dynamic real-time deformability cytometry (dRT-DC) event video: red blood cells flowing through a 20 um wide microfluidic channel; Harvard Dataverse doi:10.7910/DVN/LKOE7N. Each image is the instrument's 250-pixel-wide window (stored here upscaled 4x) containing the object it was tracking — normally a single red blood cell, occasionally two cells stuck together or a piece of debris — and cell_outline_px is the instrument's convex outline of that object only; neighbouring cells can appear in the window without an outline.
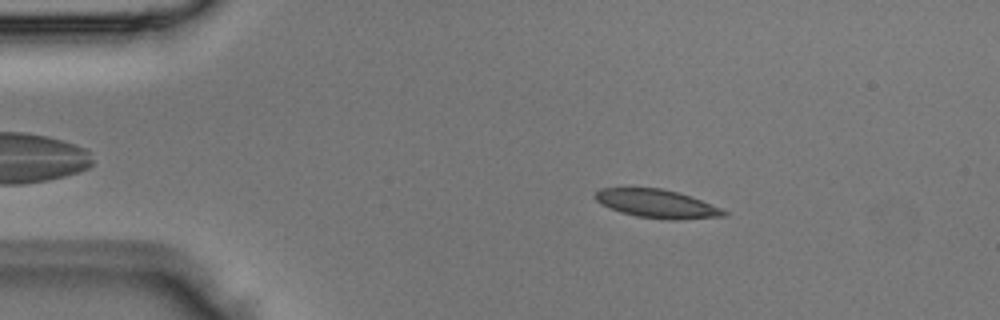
{"species": "Egyptian fruit bat (a non-hibernating species)", "species_latin": "Rousettus aegyptiacus", "temperature_condition": "room temperature", "stored_images_in_passage": 4, "segment_of_instrument_passage": [1, 2], "camera_frame_rate_fps": 3000, "um_per_image_px": 0.085, "animal": {"sex": "male"}, "frame": {"image": 1, "passage_image": 2, "time_ms": 0.333, "image_size_px": [1000, 320], "cell_outline_px": [[728, 216], [680, 220], [668, 220], [636, 216], [620, 212], [596, 200], [592, 196], [600, 188], [660, 188], [676, 192], [700, 200], [720, 208], [728, 212]], "centroid_in_image_um": [55.85, 17.33], "position_along_channel_um": 29.2, "area_um2": 21.1}}